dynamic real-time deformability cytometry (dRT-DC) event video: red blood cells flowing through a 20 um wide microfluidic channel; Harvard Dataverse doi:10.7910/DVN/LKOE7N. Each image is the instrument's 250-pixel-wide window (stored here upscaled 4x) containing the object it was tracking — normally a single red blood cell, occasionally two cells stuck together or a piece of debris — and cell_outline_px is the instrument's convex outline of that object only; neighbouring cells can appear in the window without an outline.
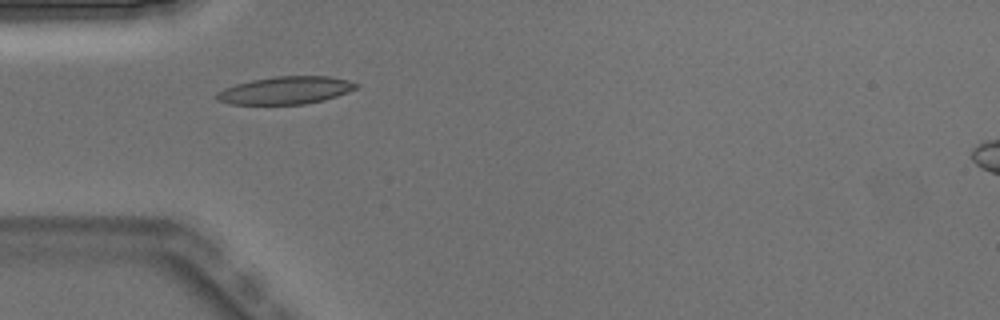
{"species": "Egyptian fruit bat (a non-hibernating species)", "species_latin": "Rousettus aegyptiacus", "temperature_condition": "warm", "stored_images_in_passage": 4, "camera_frame_rate_fps": 3000, "um_per_image_px": 0.085, "animal": {"sex": "male"}, "frame": {"image": 1, "passage_image": 2, "time_ms": 0.333, "image_size_px": [1000, 320], "cell_outline_px": [[360, 84], [356, 88], [348, 92], [324, 100], [304, 104], [228, 104], [216, 100], [216, 92], [224, 88], [236, 84], [252, 80], [276, 76], [328, 76], [348, 80]], "centroid_in_image_um": [24.26, 7.68], "position_along_channel_um": 60.7, "area_um2": 22.43}}